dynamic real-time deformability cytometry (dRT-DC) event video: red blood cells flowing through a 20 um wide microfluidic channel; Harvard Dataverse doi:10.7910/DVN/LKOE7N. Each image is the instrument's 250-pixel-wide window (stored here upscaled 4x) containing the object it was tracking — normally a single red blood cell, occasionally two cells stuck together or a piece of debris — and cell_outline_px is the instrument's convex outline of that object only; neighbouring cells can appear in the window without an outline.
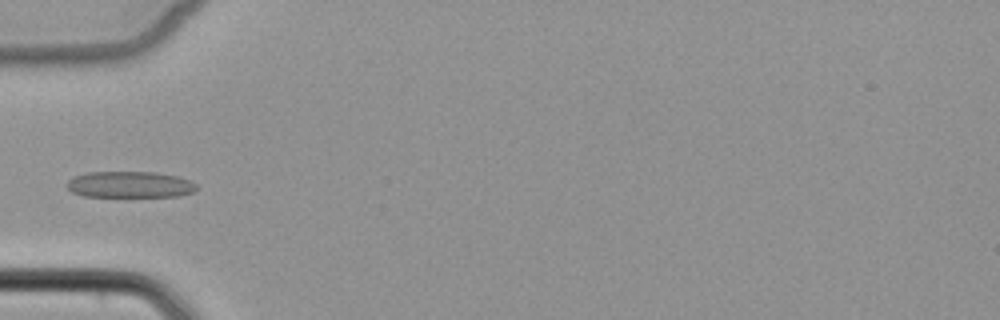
{"species": "common noctule bat (a hibernating species)", "species_latin": "Nyctalus noctula", "temperature_condition": "cold", "stored_images_in_passage": 5, "camera_frame_rate_fps": 3000, "um_per_image_px": 0.085, "animal": {"sex": "female", "body_mass_g": 22.7, "forearm_length_mm": 54.2}, "frame": {"image": 1, "passage_image": 5, "time_ms": 5.667, "image_size_px": [1000, 320], "cell_outline_px": [[200, 188], [192, 192], [180, 196], [84, 196], [72, 192], [64, 184], [72, 176], [88, 172], [156, 172], [176, 176], [188, 180], [196, 184]], "centroid_in_image_um": [11.01, 15.68], "position_along_channel_um": 74.0, "area_um2": 19.94}}